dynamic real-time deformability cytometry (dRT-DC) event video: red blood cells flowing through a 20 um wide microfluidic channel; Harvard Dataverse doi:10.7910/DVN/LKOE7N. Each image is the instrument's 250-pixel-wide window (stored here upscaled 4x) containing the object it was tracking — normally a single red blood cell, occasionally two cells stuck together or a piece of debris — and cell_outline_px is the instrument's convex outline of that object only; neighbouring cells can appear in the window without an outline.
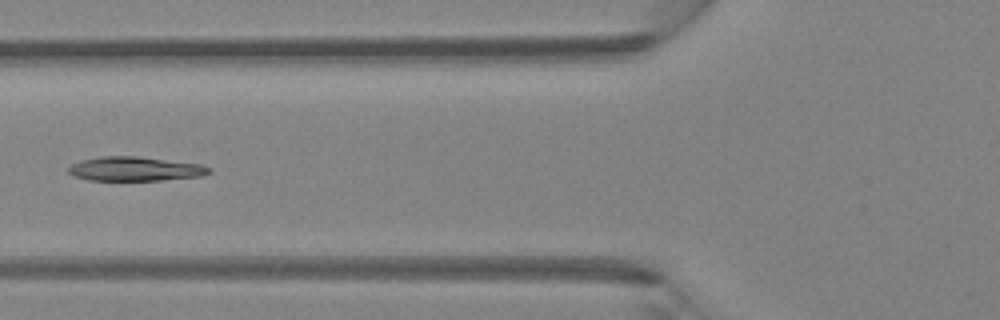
{"species": "Egyptian fruit bat (a non-hibernating species)", "species_latin": "Rousettus aegyptiacus", "temperature_condition": "room temperature", "stored_images_in_passage": 5, "camera_frame_rate_fps": 3000, "um_per_image_px": 0.085, "animal": {"sex": "female"}, "frame": {"image": 1, "passage_image": 5, "time_ms": 1.333, "image_size_px": [1000, 320], "cell_outline_px": [[212, 172], [200, 176], [164, 180], [88, 180], [72, 176], [68, 172], [68, 168], [72, 164], [80, 160], [100, 156], [136, 156], [200, 164], [212, 168]], "centroid_in_image_um": [11.46, 14.35], "position_along_channel_um": 114.3, "area_um2": 19.88}}